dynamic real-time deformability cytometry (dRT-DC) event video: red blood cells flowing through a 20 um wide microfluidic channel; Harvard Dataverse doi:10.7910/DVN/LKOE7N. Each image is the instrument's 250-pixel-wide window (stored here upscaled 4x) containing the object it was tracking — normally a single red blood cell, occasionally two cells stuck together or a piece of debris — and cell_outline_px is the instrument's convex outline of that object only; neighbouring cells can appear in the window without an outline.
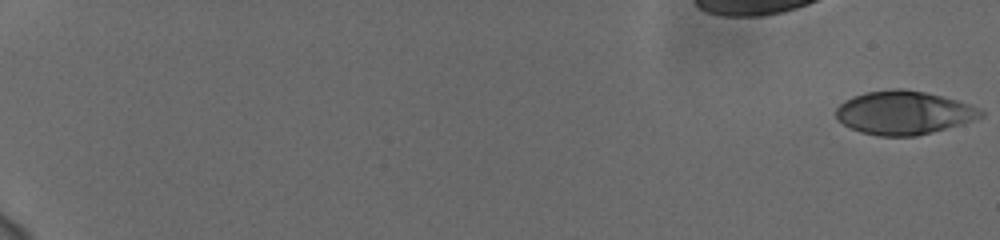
{"species": "human", "species_latin": "Homo sapiens", "temperature_condition": "cold", "stored_images_in_passage": 58, "camera_frame_rate_fps": 3000, "um_per_image_px": 0.085, "donor": {"sex": "female"}, "frame": {"image": 1, "passage_image": 1, "time_ms": 0.0, "image_size_px": [1000, 240], "cell_outline_px": [[984, 116], [960, 124], [932, 132], [916, 136], [880, 136], [860, 132], [844, 124], [836, 116], [836, 108], [844, 100], [852, 96], [868, 92], [900, 88], [924, 92], [956, 100], [968, 104], [984, 112]], "centroid_in_image_um": [76.79, 9.58], "position_along_channel_um": 8.2, "area_um2": 36.18}}
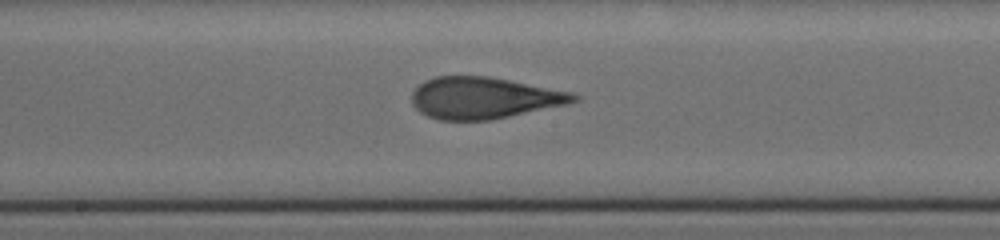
{"frame": {"image": 2, "passage_image": 35, "time_ms": 11.333, "image_size_px": [1000, 240], "cell_outline_px": [[580, 100], [568, 104], [492, 120], [440, 120], [428, 116], [420, 112], [412, 104], [412, 92], [424, 80], [436, 76], [488, 76], [572, 92], [580, 96]], "centroid_in_image_um": [41.14, 8.32], "position_along_channel_um": 207.1, "area_um2": 39.3}}
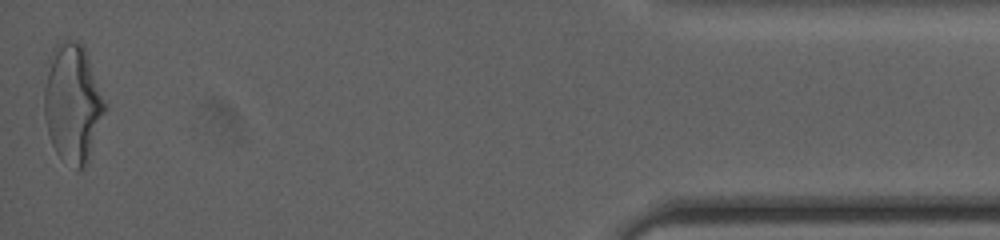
{"frame": {"image": 3, "passage_image": 58, "time_ms": 19.0, "image_size_px": [1000, 240], "cell_outline_px": [[108, 108], [88, 164], [80, 172], [76, 172], [56, 152], [52, 144], [48, 132], [44, 116], [44, 88], [52, 48], [60, 40], [76, 40], [84, 44], [108, 104]], "centroid_in_image_um": [6.23, 8.8], "position_along_channel_um": 429.0, "area_um2": 43.23}, "authors_computed_cell_mechanics": {"area_um2": 38.4081, "velocity_mm_per_s": 3.7514, "shape_relaxation_time_tau1_ms": 5.3444, "shape_relaxation_time_tau2_ms": 1.1418, "deformation_change_tau1": 0.1895, "deformation_change_tau2": 0.0978}}